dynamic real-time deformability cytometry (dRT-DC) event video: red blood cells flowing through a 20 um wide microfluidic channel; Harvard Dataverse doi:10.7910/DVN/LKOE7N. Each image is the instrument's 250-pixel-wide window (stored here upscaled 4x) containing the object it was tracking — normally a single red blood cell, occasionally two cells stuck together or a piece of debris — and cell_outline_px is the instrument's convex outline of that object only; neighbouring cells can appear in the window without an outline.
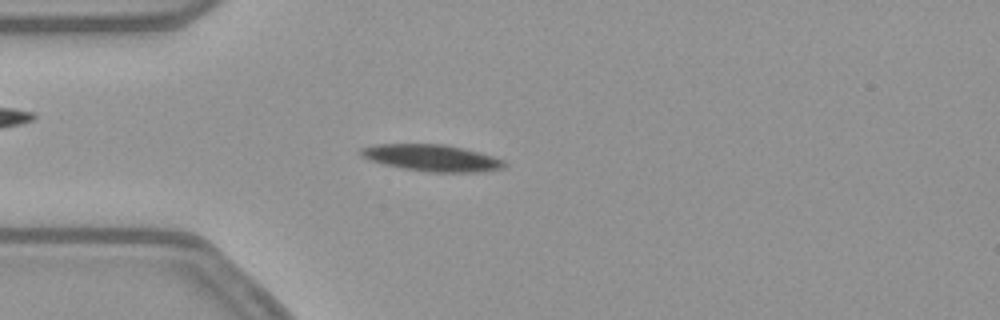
{"species": "common noctule bat (a hibernating species)", "species_latin": "Nyctalus noctula", "temperature_condition": "warm", "stored_images_in_passage": 53, "camera_frame_rate_fps": 3000, "um_per_image_px": 0.085, "animal": {"sex": "female", "body_mass_g": 21.9}, "frame": {"image": 1, "passage_image": 13, "time_ms": 4.0, "image_size_px": [1000, 320], "cell_outline_px": [[508, 164], [504, 168], [484, 172], [432, 172], [404, 168], [384, 164], [368, 160], [360, 156], [360, 148], [376, 144], [444, 144], [464, 148], [480, 152], [504, 160]], "centroid_in_image_um": [36.73, 13.42], "position_along_channel_um": 48.3, "area_um2": 22.43}}
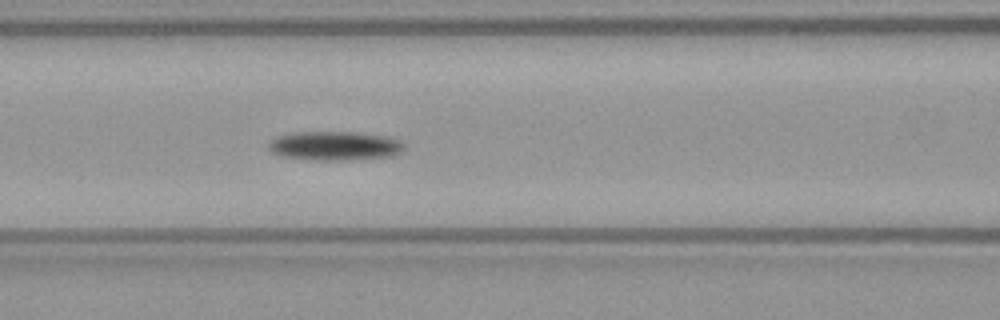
{"frame": {"image": 2, "passage_image": 21, "time_ms": 6.667, "image_size_px": [1000, 320], "cell_outline_px": [[404, 152], [392, 156], [348, 160], [316, 160], [280, 156], [272, 152], [268, 148], [268, 144], [276, 136], [296, 132], [356, 132], [388, 136], [400, 140], [404, 144]], "centroid_in_image_um": [28.49, 12.39], "position_along_channel_um": 138.1, "area_um2": 23.18}}
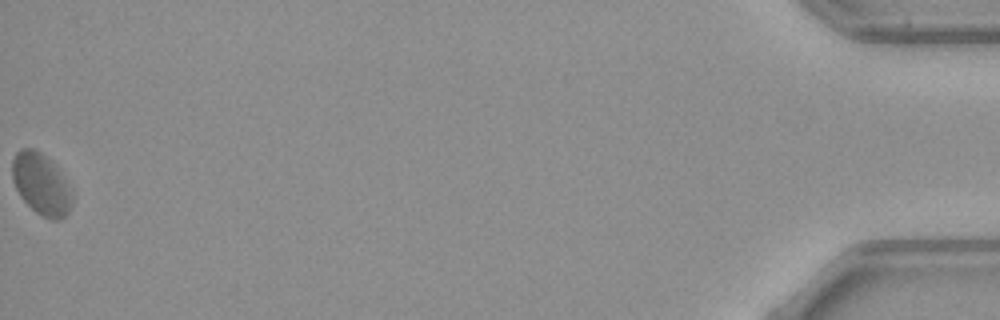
{"frame": {"image": 3, "passage_image": 53, "time_ms": 17.333, "image_size_px": [1000, 320], "cell_outline_px": [[72, 204], [68, 212], [60, 220], [52, 220], [40, 216], [20, 196], [12, 180], [12, 160], [16, 152], [20, 148], [36, 148], [56, 164], [72, 188]], "centroid_in_image_um": [3.52, 15.63], "position_along_channel_um": 431.7, "area_um2": 21.91}, "authors_computed_cell_mechanics": {"area_um2": 21.8484, "velocity_mm_per_s": 3.7733, "shape_relaxation_time_tau1_ms": 2.2149, "shape_relaxation_time_tau2_ms": null, "deformation_change_tau1": 0.0893, "deformation_change_tau2": null}}